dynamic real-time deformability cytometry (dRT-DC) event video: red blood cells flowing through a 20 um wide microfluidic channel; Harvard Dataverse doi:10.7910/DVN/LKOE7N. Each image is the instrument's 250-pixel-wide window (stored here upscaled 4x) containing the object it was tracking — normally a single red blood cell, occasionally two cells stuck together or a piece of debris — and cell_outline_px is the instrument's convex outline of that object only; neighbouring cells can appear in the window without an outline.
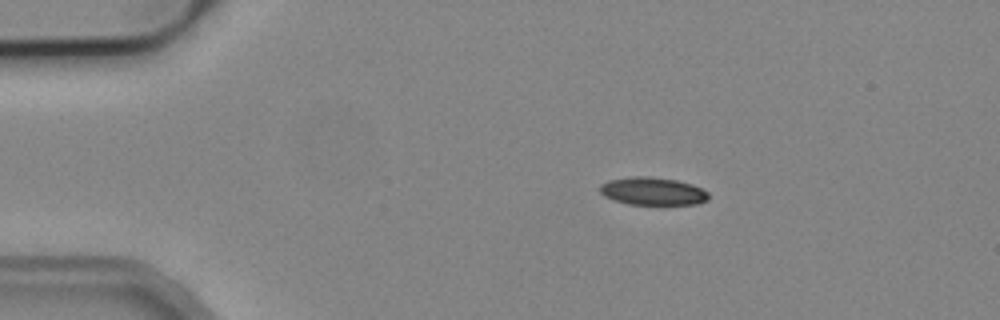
{"species": "common noctule bat (a hibernating species)", "species_latin": "Nyctalus noctula", "temperature_condition": "cold", "stored_images_in_passage": 4, "camera_frame_rate_fps": 3000, "um_per_image_px": 0.085, "animal": {"sex": "male", "body_mass_g": 19.2, "forearm_length_mm": 51.8}, "frame": {"image": 1, "passage_image": 1, "time_ms": 0.0, "image_size_px": [1000, 320], "cell_outline_px": [[708, 200], [696, 204], [628, 204], [612, 200], [604, 196], [600, 192], [600, 184], [608, 180], [632, 176], [648, 176], [676, 180], [692, 184], [708, 192]], "centroid_in_image_um": [55.45, 16.25], "position_along_channel_um": 29.6, "area_um2": 17.63}}
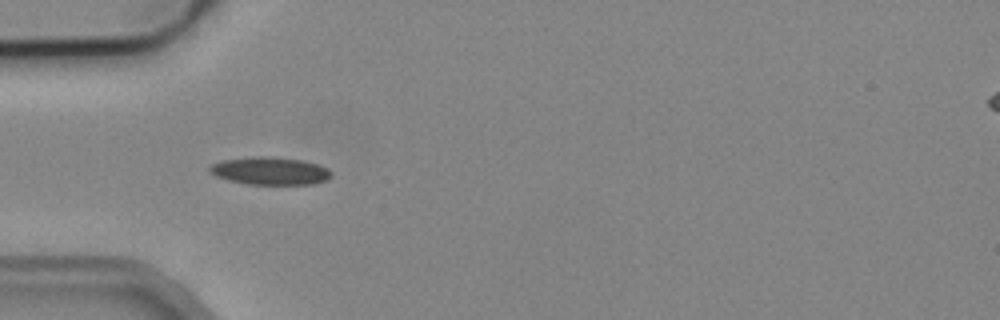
{"frame": {"image": 2, "passage_image": 3, "time_ms": 2.333, "image_size_px": [1000, 320], "cell_outline_px": [[332, 176], [324, 180], [312, 184], [248, 184], [228, 180], [216, 176], [208, 172], [208, 168], [212, 164], [220, 160], [256, 156], [264, 156], [300, 160], [316, 164], [328, 168], [332, 172]], "centroid_in_image_um": [22.91, 14.52], "position_along_channel_um": 62.1, "area_um2": 19.54}}